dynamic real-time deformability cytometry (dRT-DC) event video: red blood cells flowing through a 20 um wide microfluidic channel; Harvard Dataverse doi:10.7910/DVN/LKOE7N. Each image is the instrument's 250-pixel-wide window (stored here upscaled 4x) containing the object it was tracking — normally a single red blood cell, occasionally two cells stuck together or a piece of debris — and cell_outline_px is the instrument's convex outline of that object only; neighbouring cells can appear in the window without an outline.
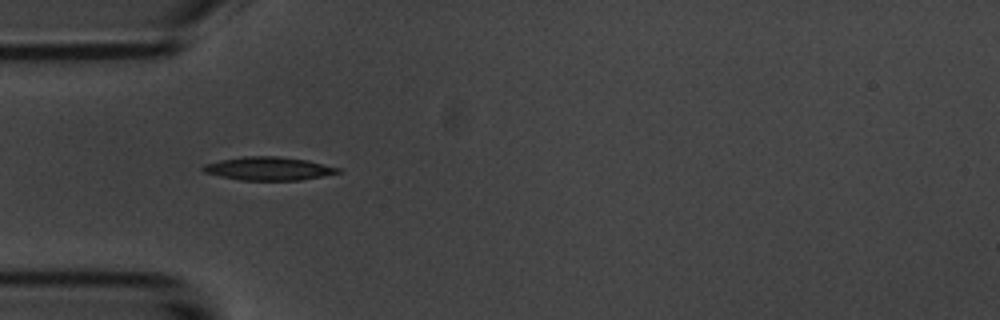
{"species": "common noctule bat (a hibernating species)", "species_latin": "Nyctalus noctula", "temperature_condition": "room temperature", "stored_images_in_passage": 4, "camera_frame_rate_fps": 3000, "um_per_image_px": 0.085, "animal": {"sex": "male", "body_mass_g": 20.1, "forearm_length_mm": 53.5}, "frame": {"image": 1, "passage_image": 4, "time_ms": 3.333, "image_size_px": [1000, 320], "cell_outline_px": [[344, 172], [300, 180], [240, 180], [220, 176], [204, 172], [200, 168], [204, 164], [220, 160], [244, 156], [276, 156], [308, 160], [340, 168]], "centroid_in_image_um": [22.84, 14.33], "position_along_channel_um": 62.2, "area_um2": 18.38}}